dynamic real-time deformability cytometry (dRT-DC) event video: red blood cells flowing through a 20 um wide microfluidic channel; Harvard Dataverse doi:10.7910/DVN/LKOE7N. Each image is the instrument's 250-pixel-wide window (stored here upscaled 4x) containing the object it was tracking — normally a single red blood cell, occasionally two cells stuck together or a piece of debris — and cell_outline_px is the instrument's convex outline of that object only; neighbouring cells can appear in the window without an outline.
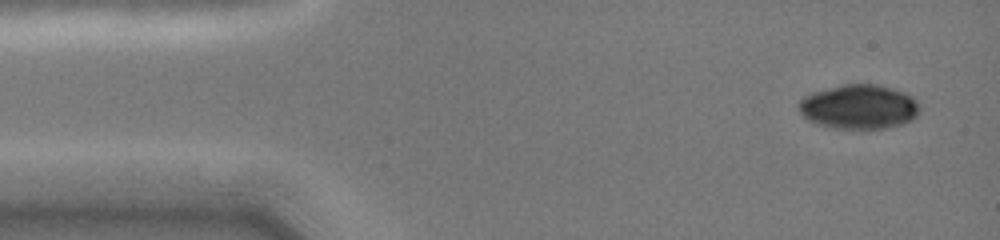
{"species": "common noctule bat (a hibernating species)", "species_latin": "Nyctalus noctula", "temperature_condition": "cold", "stored_images_in_passage": 4, "camera_frame_rate_fps": 3000, "um_per_image_px": 0.085, "animal": {"sex": "female", "body_mass_g": 19.0, "forearm_length_mm": 51.5}, "frame": {"image": 1, "passage_image": 1, "time_ms": 0.0, "image_size_px": [1000, 240], "cell_outline_px": [[920, 112], [912, 120], [904, 124], [884, 128], [832, 128], [808, 120], [800, 112], [800, 100], [804, 96], [812, 92], [844, 84], [876, 84], [892, 88], [904, 92], [912, 96], [920, 104]], "centroid_in_image_um": [73.06, 9.07], "position_along_channel_um": 11.9, "area_um2": 31.27}}